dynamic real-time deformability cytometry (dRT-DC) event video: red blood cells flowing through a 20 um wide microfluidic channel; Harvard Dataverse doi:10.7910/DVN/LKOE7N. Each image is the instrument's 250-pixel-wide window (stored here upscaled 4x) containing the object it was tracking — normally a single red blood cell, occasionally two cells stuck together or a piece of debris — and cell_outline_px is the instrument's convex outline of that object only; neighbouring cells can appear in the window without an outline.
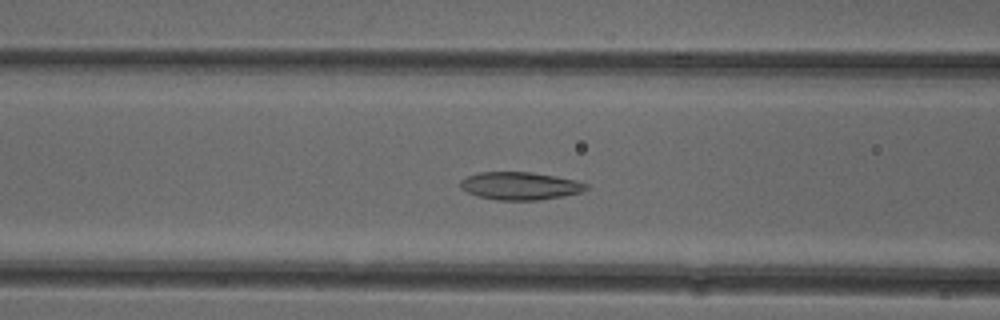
{"species": "common noctule bat (a hibernating species)", "species_latin": "Nyctalus noctula", "temperature_condition": "cold", "stored_images_in_passage": 50, "camera_frame_rate_fps": 3000, "um_per_image_px": 0.085, "animal": {"sex": "female"}, "frame": {"image": 1, "passage_image": 19, "time_ms": 6.0, "image_size_px": [1000, 320], "cell_outline_px": [[588, 188], [580, 192], [564, 196], [540, 200], [496, 200], [476, 196], [460, 188], [460, 180], [468, 176], [480, 172], [532, 172], [556, 176], [576, 180], [588, 184]], "centroid_in_image_um": [44.2, 15.8], "position_along_channel_um": 122.4, "area_um2": 20.46}}
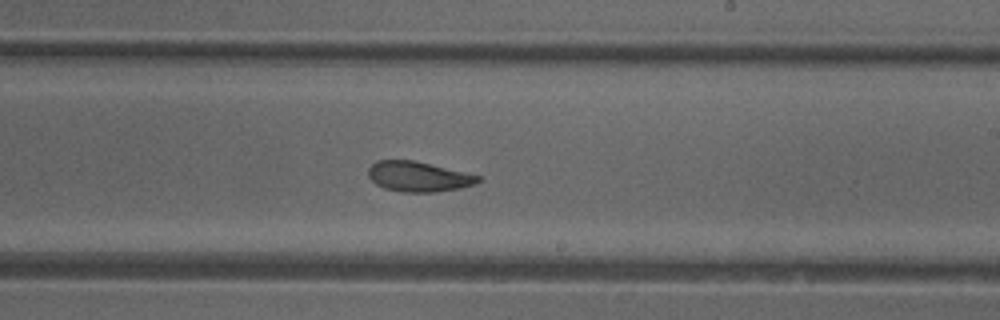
{"frame": {"image": 2, "passage_image": 29, "time_ms": 9.333, "image_size_px": [1000, 320], "cell_outline_px": [[480, 180], [476, 184], [460, 188], [436, 192], [400, 192], [384, 188], [376, 184], [368, 176], [368, 168], [376, 160], [412, 160], [464, 172], [480, 176]], "centroid_in_image_um": [35.54, 15.02], "position_along_channel_um": 253.5, "area_um2": 19.19}}
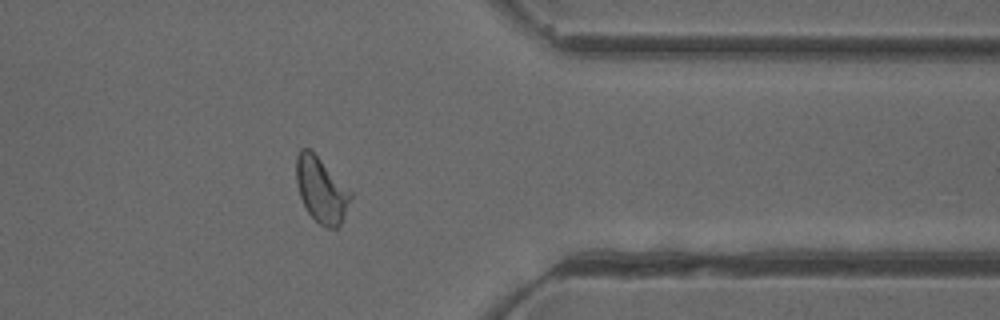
{"frame": {"image": 3, "passage_image": 40, "time_ms": 13.0, "image_size_px": [1000, 320], "cell_outline_px": [[352, 196], [344, 216], [340, 224], [336, 228], [324, 228], [308, 212], [300, 196], [296, 184], [296, 156], [300, 148], [308, 148], [352, 192]], "centroid_in_image_um": [27.29, 16.16], "position_along_channel_um": 384.1, "area_um2": 20.29}, "authors_computed_cell_mechanics": {"area_um2": 20.7502, "velocity_mm_per_s": 3.9476, "shape_relaxation_time_tau1_ms": 6.1637, "shape_relaxation_time_tau2_ms": 2.1832, "deformation_change_tau1": 0.1454, "deformation_change_tau2": 0.0798}}